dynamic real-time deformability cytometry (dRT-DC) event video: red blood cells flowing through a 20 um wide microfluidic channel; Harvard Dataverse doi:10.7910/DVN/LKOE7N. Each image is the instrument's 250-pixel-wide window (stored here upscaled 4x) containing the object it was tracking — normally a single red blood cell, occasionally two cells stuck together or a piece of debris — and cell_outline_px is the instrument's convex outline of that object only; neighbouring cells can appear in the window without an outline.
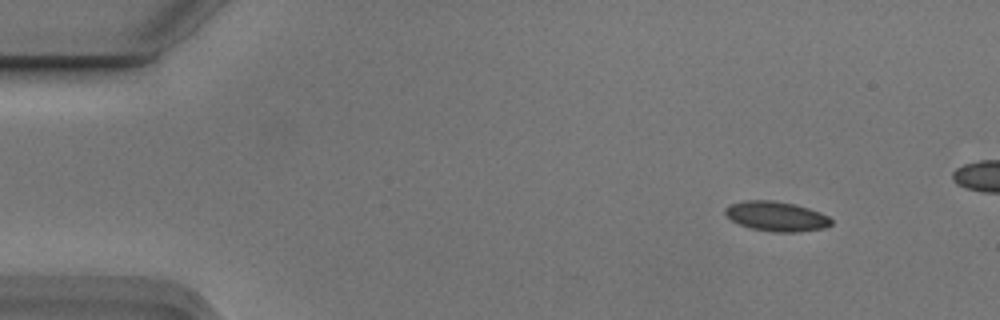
{"species": "Egyptian fruit bat (a non-hibernating species)", "species_latin": "Rousettus aegyptiacus", "temperature_condition": "cold", "stored_images_in_passage": 4, "camera_frame_rate_fps": 3000, "um_per_image_px": 0.085, "animal": {"sex": "male"}, "frame": {"image": 1, "passage_image": 1, "time_ms": 0.0, "image_size_px": [1000, 320], "cell_outline_px": [[832, 224], [824, 228], [796, 232], [772, 232], [752, 228], [740, 224], [732, 220], [724, 212], [724, 208], [728, 204], [744, 200], [772, 200], [796, 204], [820, 212], [828, 216], [832, 220]], "centroid_in_image_um": [65.98, 18.37], "position_along_channel_um": 19.0, "area_um2": 18.44}}